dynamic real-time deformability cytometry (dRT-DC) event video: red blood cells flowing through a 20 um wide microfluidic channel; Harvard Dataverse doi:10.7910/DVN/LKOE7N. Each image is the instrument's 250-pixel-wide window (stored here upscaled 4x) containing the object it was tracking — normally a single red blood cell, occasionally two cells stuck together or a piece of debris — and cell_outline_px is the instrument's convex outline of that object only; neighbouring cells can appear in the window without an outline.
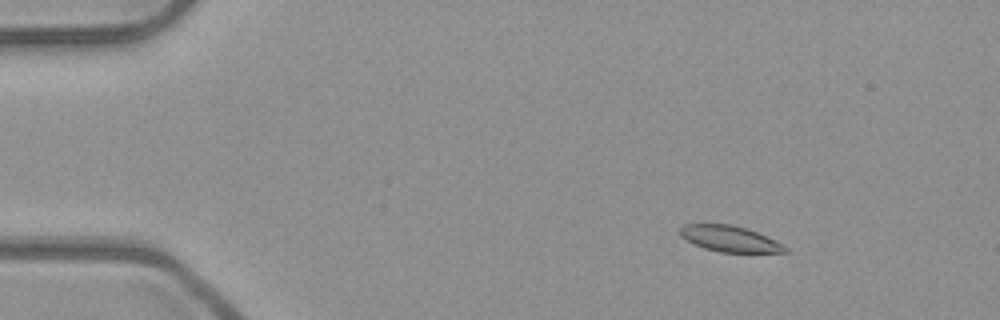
{"species": "common noctule bat (a hibernating species)", "species_latin": "Nyctalus noctula", "temperature_condition": "room temperature", "stored_images_in_passage": 7, "camera_frame_rate_fps": 3000, "um_per_image_px": 0.085, "animal": {"sex": "male", "body_mass_g": 23.1, "forearm_length_mm": 52.7}, "frame": {"image": 1, "passage_image": 3, "time_ms": 0.667, "image_size_px": [1000, 320], "cell_outline_px": [[788, 252], [720, 252], [704, 248], [680, 236], [680, 228], [684, 224], [732, 224], [748, 228], [768, 236], [784, 244], [788, 248]], "centroid_in_image_um": [62.08, 20.28], "position_along_channel_um": 22.9, "area_um2": 15.95}}
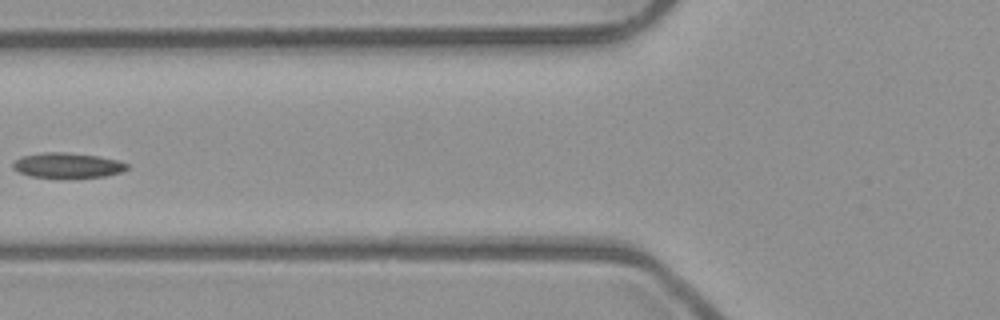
{"frame": {"image": 2, "passage_image": 7, "time_ms": 2.0, "image_size_px": [1000, 320], "cell_outline_px": [[128, 168], [120, 172], [104, 176], [60, 180], [28, 176], [12, 168], [12, 164], [20, 156], [40, 152], [68, 152], [100, 156], [120, 160], [128, 164]], "centroid_in_image_um": [5.71, 14.08], "position_along_channel_um": 120.1, "area_um2": 17.51}}